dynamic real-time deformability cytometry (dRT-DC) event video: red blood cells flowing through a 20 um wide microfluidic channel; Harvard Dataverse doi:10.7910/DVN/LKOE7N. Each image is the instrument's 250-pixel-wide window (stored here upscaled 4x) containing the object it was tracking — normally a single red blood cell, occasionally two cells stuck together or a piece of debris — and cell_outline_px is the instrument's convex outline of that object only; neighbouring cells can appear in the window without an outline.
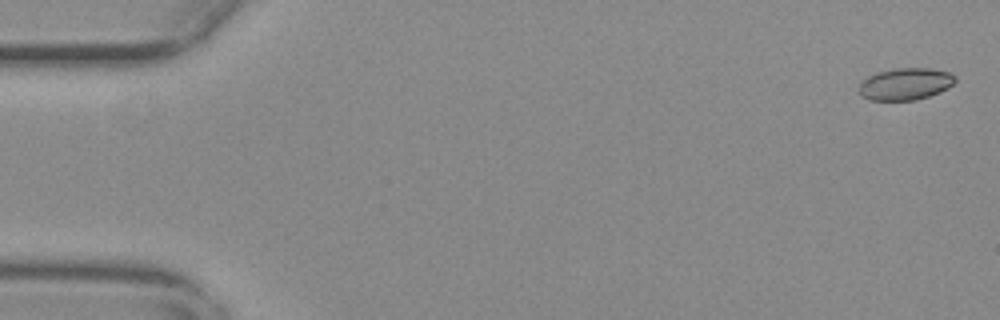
{"species": "common noctule bat (a hibernating species)", "species_latin": "Nyctalus noctula", "temperature_condition": "warm", "stored_images_in_passage": 55, "camera_frame_rate_fps": 3000, "um_per_image_px": 0.085, "animal": {"sex": "female", "body_mass_g": 29.2, "forearm_length_mm": 56.3}, "frame": {"image": 1, "passage_image": 2, "time_ms": 0.333, "image_size_px": [1000, 320], "cell_outline_px": [[956, 80], [948, 88], [940, 92], [916, 100], [868, 100], [860, 92], [860, 84], [868, 76], [876, 72], [896, 68], [932, 68], [948, 72], [956, 76]], "centroid_in_image_um": [76.99, 7.13], "position_along_channel_um": 8.0, "area_um2": 17.86}}
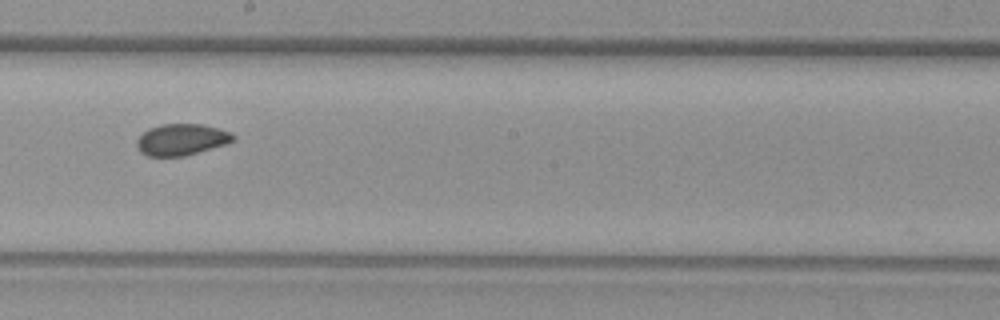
{"frame": {"image": 2, "passage_image": 32, "time_ms": 10.333, "image_size_px": [1000, 320], "cell_outline_px": [[236, 140], [228, 144], [184, 156], [148, 156], [140, 152], [136, 144], [136, 140], [148, 128], [160, 124], [204, 124], [220, 128], [232, 132], [236, 136]], "centroid_in_image_um": [15.48, 11.85], "position_along_channel_um": 232.7, "area_um2": 17.98}}
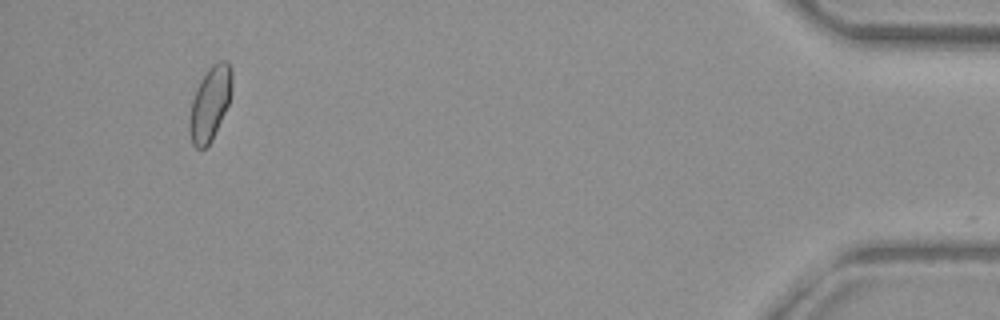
{"frame": {"image": 3, "passage_image": 53, "time_ms": 17.333, "image_size_px": [1000, 320], "cell_outline_px": [[232, 88], [228, 104], [212, 140], [204, 148], [196, 148], [192, 144], [188, 128], [188, 124], [192, 100], [196, 88], [200, 80], [208, 68], [212, 64], [220, 60], [228, 60], [232, 68]], "centroid_in_image_um": [17.85, 8.76], "position_along_channel_um": 417.4, "area_um2": 18.44}, "authors_computed_cell_mechanics": {"area_um2": 17.918, "velocity_mm_per_s": 3.7266, "shape_relaxation_time_tau1_ms": null, "shape_relaxation_time_tau2_ms": 1.4066, "deformation_change_tau1": null, "deformation_change_tau2": 0.0477}}